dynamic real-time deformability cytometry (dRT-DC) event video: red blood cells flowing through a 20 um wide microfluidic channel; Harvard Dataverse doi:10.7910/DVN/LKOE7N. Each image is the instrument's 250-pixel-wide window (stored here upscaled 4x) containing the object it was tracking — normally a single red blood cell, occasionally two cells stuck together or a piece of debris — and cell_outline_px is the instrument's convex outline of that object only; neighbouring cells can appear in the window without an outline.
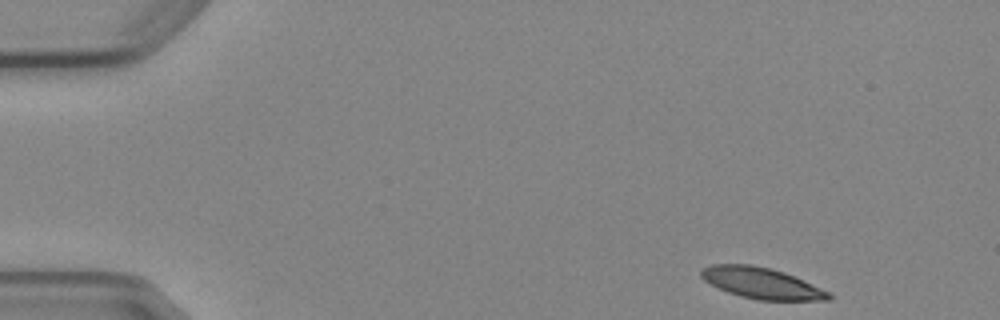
{"species": "Egyptian fruit bat (a non-hibernating species)", "species_latin": "Rousettus aegyptiacus", "temperature_condition": "cold", "stored_images_in_passage": 5, "camera_frame_rate_fps": 3000, "um_per_image_px": 0.085, "animal": {"sex": "female"}, "frame": {"image": 1, "passage_image": 1, "time_ms": 0.0, "image_size_px": [1000, 320], "cell_outline_px": [[832, 300], [756, 300], [740, 296], [728, 292], [704, 280], [700, 276], [700, 272], [704, 268], [712, 264], [752, 264], [772, 268], [784, 272], [832, 292]], "centroid_in_image_um": [64.78, 24.06], "position_along_channel_um": 20.2, "area_um2": 23.18}}
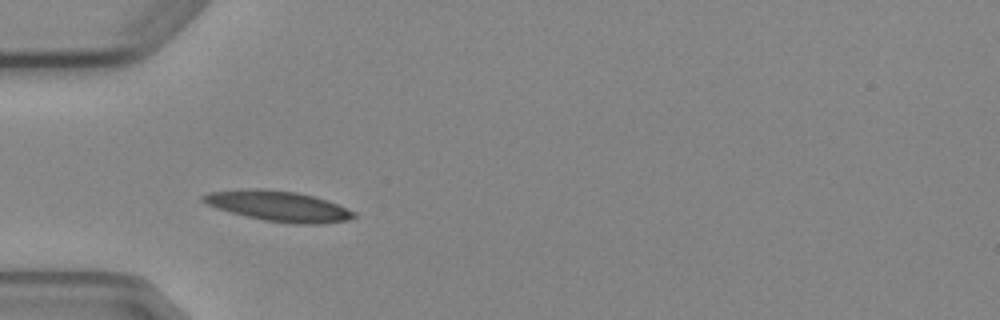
{"frame": {"image": 2, "passage_image": 4, "time_ms": 3.667, "image_size_px": [1000, 320], "cell_outline_px": [[356, 216], [348, 220], [320, 224], [296, 224], [264, 220], [216, 208], [200, 200], [200, 196], [208, 192], [248, 188], [264, 188], [296, 192], [328, 200], [356, 212]], "centroid_in_image_um": [23.67, 17.51], "position_along_channel_um": 61.3, "area_um2": 26.7}}
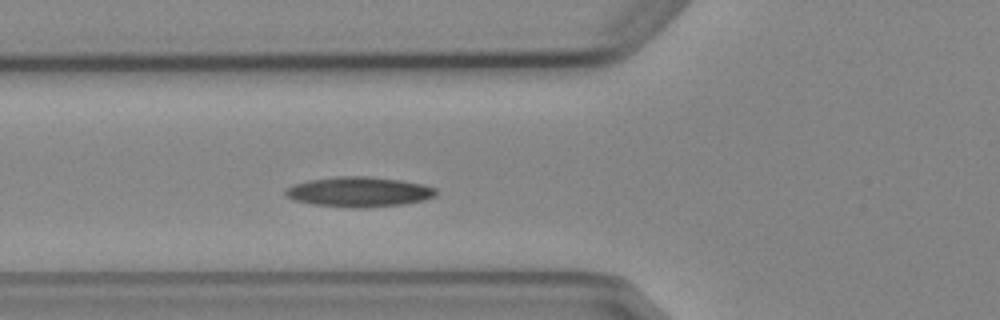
{"frame": {"image": 3, "passage_image": 5, "time_ms": 4.667, "image_size_px": [1000, 320], "cell_outline_px": [[436, 196], [424, 200], [404, 204], [312, 204], [296, 200], [284, 196], [284, 192], [292, 184], [308, 180], [336, 176], [368, 176], [400, 180], [424, 184], [436, 188]], "centroid_in_image_um": [30.52, 16.24], "position_along_channel_um": 95.3, "area_um2": 25.03}}